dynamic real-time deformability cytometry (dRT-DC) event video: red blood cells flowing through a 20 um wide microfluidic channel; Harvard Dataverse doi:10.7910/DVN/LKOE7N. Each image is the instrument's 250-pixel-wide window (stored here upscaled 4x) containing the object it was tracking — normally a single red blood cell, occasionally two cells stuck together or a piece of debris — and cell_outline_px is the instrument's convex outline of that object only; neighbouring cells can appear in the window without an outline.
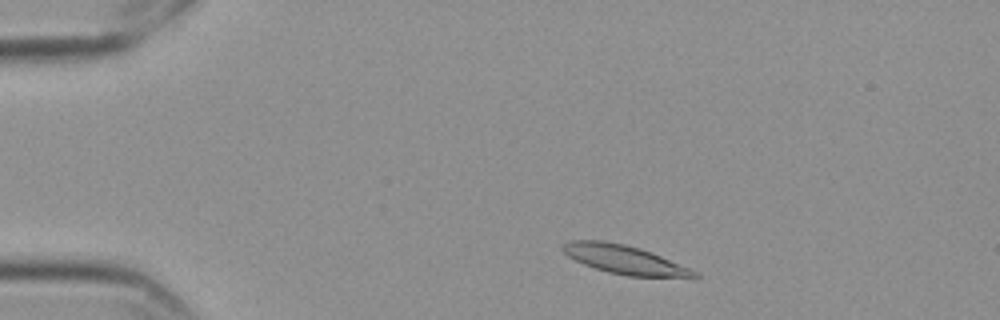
{"species": "Egyptian fruit bat (a non-hibernating species)", "species_latin": "Rousettus aegyptiacus", "temperature_condition": "cold", "stored_images_in_passage": 52, "camera_frame_rate_fps": 3000, "um_per_image_px": 0.085, "frame": {"image": 1, "passage_image": 5, "time_ms": 1.333, "image_size_px": [1000, 320], "cell_outline_px": [[700, 276], [696, 280], [628, 276], [608, 272], [584, 264], [568, 256], [560, 248], [560, 244], [568, 240], [604, 240], [624, 244], [640, 248], [652, 252], [688, 268], [696, 272]], "centroid_in_image_um": [53.15, 22.09], "position_along_channel_um": 31.8, "area_um2": 22.66}}
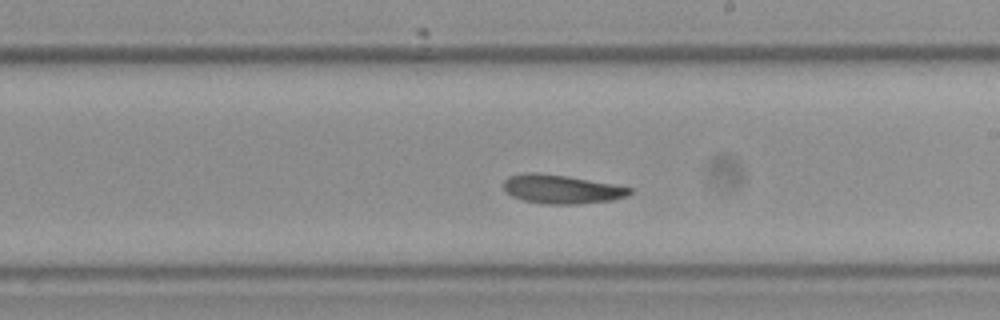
{"frame": {"image": 2, "passage_image": 28, "time_ms": 9.0, "image_size_px": [1000, 320], "cell_outline_px": [[632, 192], [628, 196], [612, 200], [576, 204], [544, 204], [524, 200], [512, 196], [504, 188], [504, 180], [508, 176], [524, 172], [536, 172], [568, 176], [616, 184], [632, 188]], "centroid_in_image_um": [47.75, 16.07], "position_along_channel_um": 241.2, "area_um2": 21.33}}
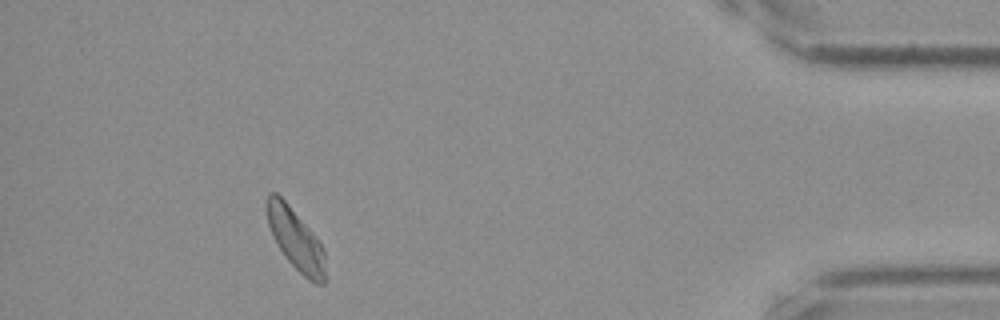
{"frame": {"image": 3, "passage_image": 47, "time_ms": 15.333, "image_size_px": [1000, 320], "cell_outline_px": [[324, 284], [316, 284], [308, 280], [288, 260], [272, 236], [268, 224], [264, 200], [268, 192], [276, 192], [288, 204], [316, 236], [324, 248]], "centroid_in_image_um": [25.09, 20.29], "position_along_channel_um": 410.1, "area_um2": 20.75}, "authors_computed_cell_mechanics": {"area_um2": 21.5594, "velocity_mm_per_s": 3.4915, "shape_relaxation_time_tau1_ms": 8.0592, "shape_relaxation_time_tau2_ms": 3.9791, "deformation_change_tau1": 0.1406, "deformation_change_tau2": 0.106}}